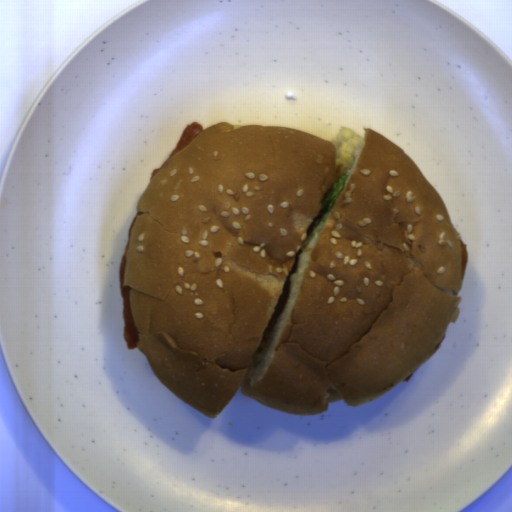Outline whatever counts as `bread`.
<instances>
[{"mask_svg":"<svg viewBox=\"0 0 512 512\" xmlns=\"http://www.w3.org/2000/svg\"><path fill=\"white\" fill-rule=\"evenodd\" d=\"M330 141L226 121L152 176L123 268L137 347L161 385L216 418L248 367L339 167Z\"/></svg>","mask_w":512,"mask_h":512,"instance_id":"8d2b1439","label":"bread"},{"mask_svg":"<svg viewBox=\"0 0 512 512\" xmlns=\"http://www.w3.org/2000/svg\"><path fill=\"white\" fill-rule=\"evenodd\" d=\"M343 190L299 255L246 397L294 415L372 402L442 347L461 316L469 251L412 157L365 128Z\"/></svg>","mask_w":512,"mask_h":512,"instance_id":"cb027b5d","label":"bread"}]
</instances>
